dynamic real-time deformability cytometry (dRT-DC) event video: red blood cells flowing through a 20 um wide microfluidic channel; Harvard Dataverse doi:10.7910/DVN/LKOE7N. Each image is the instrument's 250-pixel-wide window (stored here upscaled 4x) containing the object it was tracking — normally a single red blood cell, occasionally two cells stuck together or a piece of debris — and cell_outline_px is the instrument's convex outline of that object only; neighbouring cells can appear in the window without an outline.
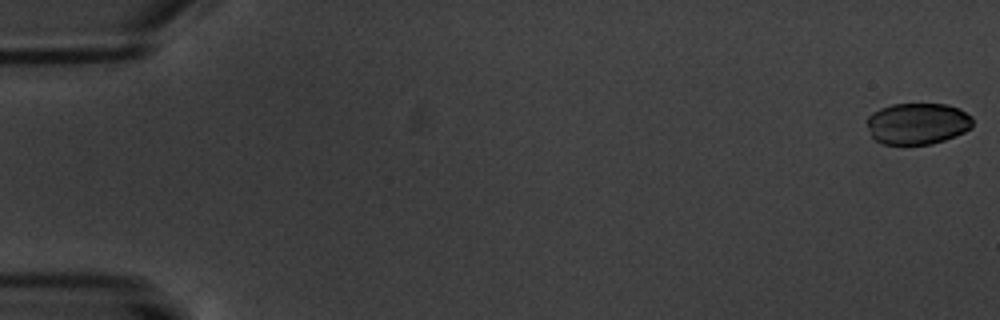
{"species": "common noctule bat (a hibernating species)", "species_latin": "Nyctalus noctula", "temperature_condition": "warm", "stored_images_in_passage": 6, "segment_of_instrument_passage": [1, 2], "camera_frame_rate_fps": 3000, "um_per_image_px": 0.085, "animal": {"sex": "male", "body_mass_g": 20.1, "forearm_length_mm": 53.5}, "frame": {"image": 1, "passage_image": 1, "time_ms": 0.0, "image_size_px": [1000, 320], "cell_outline_px": [[972, 128], [964, 132], [944, 140], [932, 144], [884, 144], [876, 140], [872, 136], [868, 128], [868, 116], [872, 112], [880, 108], [892, 104], [944, 104], [960, 108], [972, 116]], "centroid_in_image_um": [78.01, 10.5], "position_along_channel_um": 7.0, "area_um2": 25.55}}
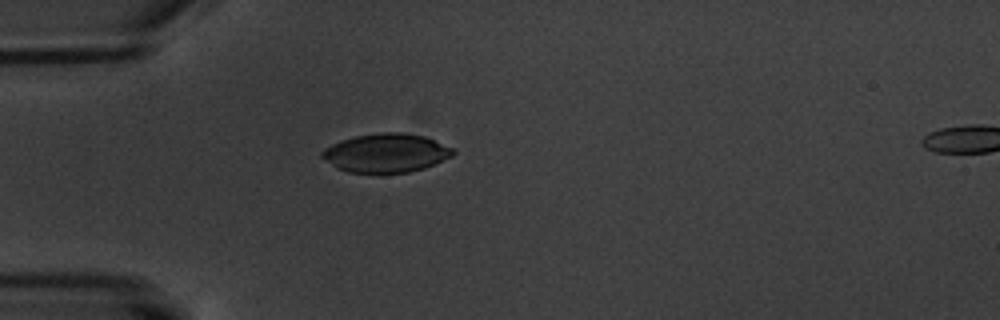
{"frame": {"image": 2, "passage_image": 5, "time_ms": 5.667, "image_size_px": [1000, 320], "cell_outline_px": [[456, 152], [452, 156], [424, 168], [408, 172], [348, 172], [336, 168], [320, 156], [320, 152], [324, 148], [340, 140], [356, 136], [380, 132], [400, 132], [424, 136], [452, 148]], "centroid_in_image_um": [32.78, 12.99], "position_along_channel_um": 52.2, "area_um2": 29.36}}